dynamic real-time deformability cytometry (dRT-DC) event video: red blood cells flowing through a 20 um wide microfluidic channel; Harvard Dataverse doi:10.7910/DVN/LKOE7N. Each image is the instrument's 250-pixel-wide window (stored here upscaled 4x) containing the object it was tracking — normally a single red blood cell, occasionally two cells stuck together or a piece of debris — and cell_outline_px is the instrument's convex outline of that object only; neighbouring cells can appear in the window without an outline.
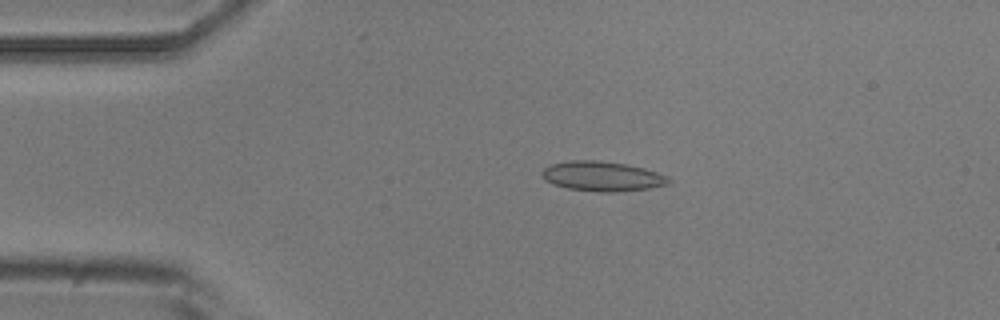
{"species": "common noctule bat (a hibernating species)", "species_latin": "Nyctalus noctula", "temperature_condition": "room temperature", "stored_images_in_passage": 4, "camera_frame_rate_fps": 3000, "um_per_image_px": 0.085, "animal": {"sex": "male", "body_mass_g": 20.5, "forearm_length_mm": 52.5}, "frame": {"image": 1, "passage_image": 3, "time_ms": 3.0, "image_size_px": [1000, 320], "cell_outline_px": [[672, 184], [648, 188], [616, 192], [600, 192], [568, 188], [552, 184], [544, 180], [540, 172], [548, 164], [568, 160], [600, 160], [628, 164], [644, 168], [656, 172], [672, 180]], "centroid_in_image_um": [51.15, 14.97], "position_along_channel_um": 33.8, "area_um2": 22.25}}